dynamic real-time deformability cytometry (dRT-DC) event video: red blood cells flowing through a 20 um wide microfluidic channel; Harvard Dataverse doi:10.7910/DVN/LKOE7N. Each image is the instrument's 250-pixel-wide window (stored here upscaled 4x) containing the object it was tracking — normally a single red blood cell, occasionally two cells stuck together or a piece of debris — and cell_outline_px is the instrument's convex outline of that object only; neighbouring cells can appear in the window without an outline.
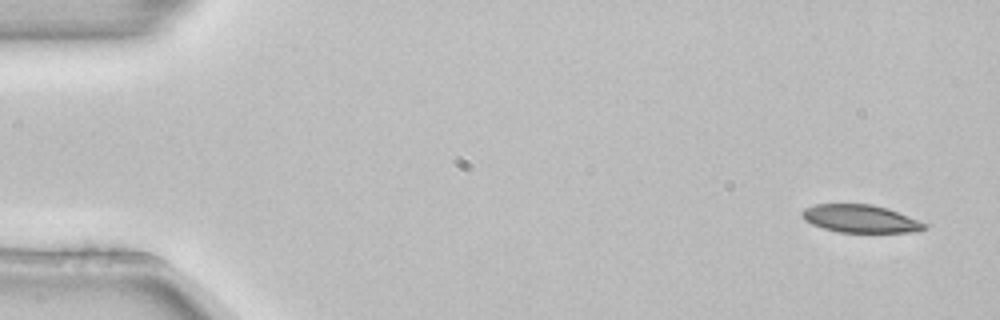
{"species": "common noctule bat (a hibernating species)", "species_latin": "Nyctalus noctula", "temperature_condition": "room temperature", "stored_images_in_passage": 8, "camera_frame_rate_fps": 3000, "um_per_image_px": 0.085, "animal": {"sex": "female", "body_mass_g": 22.7, "forearm_length_mm": 54.2}, "frame": {"image": 1, "passage_image": 1, "time_ms": 0.0, "image_size_px": [1000, 320], "cell_outline_px": [[928, 228], [920, 232], [840, 232], [824, 228], [812, 224], [804, 220], [800, 216], [800, 212], [804, 208], [816, 204], [872, 204], [888, 208], [920, 220], [928, 224]], "centroid_in_image_um": [73.17, 18.59], "position_along_channel_um": 11.8, "area_um2": 20.11}}